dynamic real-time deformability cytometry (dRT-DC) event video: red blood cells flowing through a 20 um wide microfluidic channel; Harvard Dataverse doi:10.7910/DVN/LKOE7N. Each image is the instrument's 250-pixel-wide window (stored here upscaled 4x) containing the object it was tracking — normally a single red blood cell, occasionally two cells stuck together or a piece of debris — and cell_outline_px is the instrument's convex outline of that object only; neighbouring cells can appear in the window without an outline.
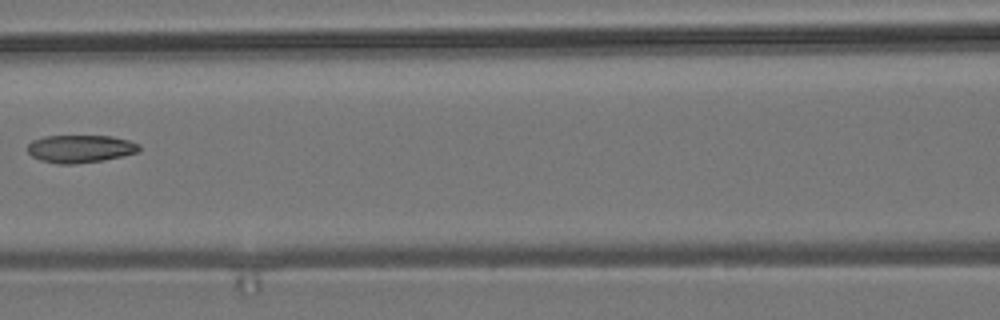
{"species": "common noctule bat (a hibernating species)", "species_latin": "Nyctalus noctula", "temperature_condition": "room temperature", "stored_images_in_passage": 8, "camera_frame_rate_fps": 3000, "um_per_image_px": 0.085, "animal": {"sex": "male", "body_mass_g": 19.2, "forearm_length_mm": 51.8}, "frame": {"image": 1, "passage_image": 7, "time_ms": 7.333, "image_size_px": [1000, 320], "cell_outline_px": [[140, 148], [136, 152], [124, 156], [104, 160], [72, 164], [56, 164], [40, 160], [32, 156], [28, 152], [28, 144], [32, 140], [44, 136], [112, 136], [128, 140], [140, 144]], "centroid_in_image_um": [6.81, 12.64], "position_along_channel_um": 159.8, "area_um2": 18.09}}
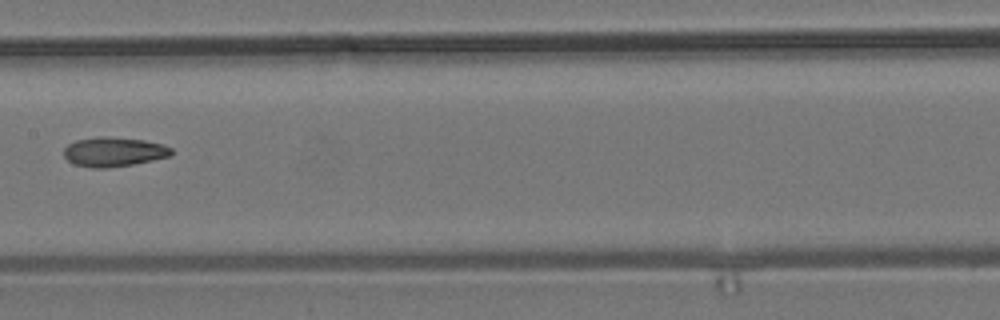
{"frame": {"image": 2, "passage_image": 8, "time_ms": 8.333, "image_size_px": [1000, 320], "cell_outline_px": [[172, 156], [132, 164], [108, 168], [92, 168], [76, 164], [68, 160], [64, 156], [64, 148], [68, 144], [76, 140], [96, 136], [108, 136], [144, 140], [164, 144], [172, 148]], "centroid_in_image_um": [9.68, 12.89], "position_along_channel_um": 197.7, "area_um2": 18.55}}